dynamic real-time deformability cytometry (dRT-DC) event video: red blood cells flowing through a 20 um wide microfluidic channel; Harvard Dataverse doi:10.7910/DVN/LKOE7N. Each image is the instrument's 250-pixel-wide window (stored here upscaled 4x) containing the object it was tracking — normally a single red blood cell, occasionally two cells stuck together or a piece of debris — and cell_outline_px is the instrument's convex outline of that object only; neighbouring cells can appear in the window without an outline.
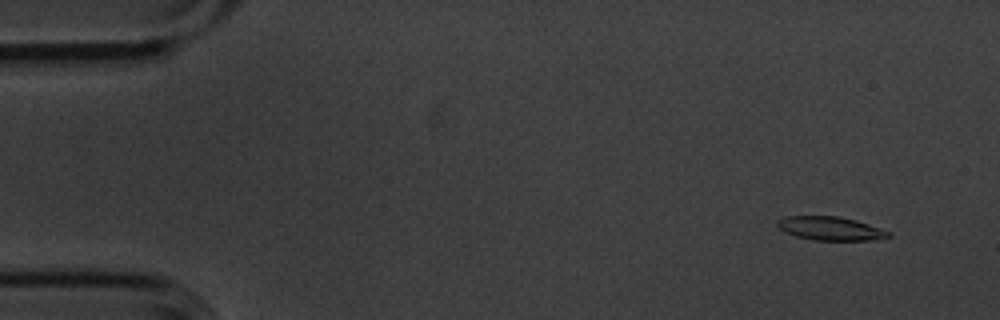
{"species": "common noctule bat (a hibernating species)", "species_latin": "Nyctalus noctula", "temperature_condition": "cold", "stored_images_in_passage": 7, "camera_frame_rate_fps": 3000, "um_per_image_px": 0.085, "animal": {"sex": "male", "body_mass_g": 20.1, "forearm_length_mm": 53.5}, "frame": {"image": 1, "passage_image": 2, "time_ms": 0.333, "image_size_px": [1000, 320], "cell_outline_px": [[892, 236], [872, 240], [816, 240], [796, 236], [784, 232], [776, 224], [776, 220], [784, 216], [840, 216], [856, 220], [892, 232]], "centroid_in_image_um": [70.58, 19.41], "position_along_channel_um": 14.4, "area_um2": 15.37}}
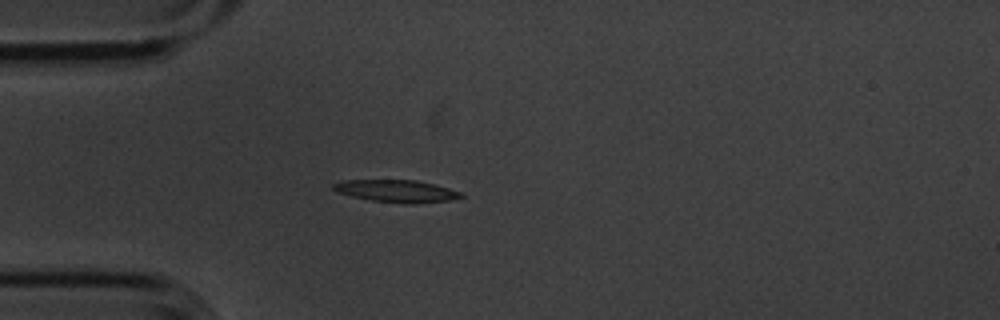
{"frame": {"image": 2, "passage_image": 5, "time_ms": 1.333, "image_size_px": [1000, 320], "cell_outline_px": [[464, 196], [448, 200], [416, 204], [404, 204], [372, 200], [352, 196], [336, 192], [332, 188], [332, 184], [344, 180], [416, 180], [448, 188], [460, 192]], "centroid_in_image_um": [33.67, 16.24], "position_along_channel_um": 51.3, "area_um2": 16.47}}
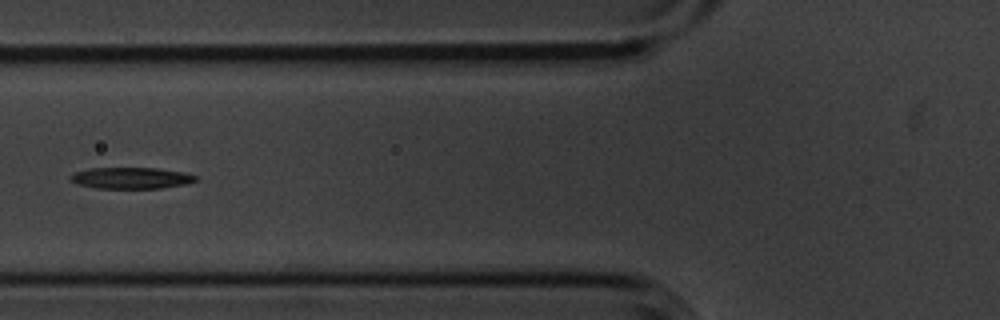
{"frame": {"image": 3, "passage_image": 7, "time_ms": 2.0, "image_size_px": [1000, 320], "cell_outline_px": [[196, 180], [184, 184], [160, 188], [96, 188], [76, 184], [68, 176], [76, 172], [88, 168], [156, 168], [184, 172], [196, 176]], "centroid_in_image_um": [11.1, 15.13], "position_along_channel_um": 114.7, "area_um2": 15.43}}